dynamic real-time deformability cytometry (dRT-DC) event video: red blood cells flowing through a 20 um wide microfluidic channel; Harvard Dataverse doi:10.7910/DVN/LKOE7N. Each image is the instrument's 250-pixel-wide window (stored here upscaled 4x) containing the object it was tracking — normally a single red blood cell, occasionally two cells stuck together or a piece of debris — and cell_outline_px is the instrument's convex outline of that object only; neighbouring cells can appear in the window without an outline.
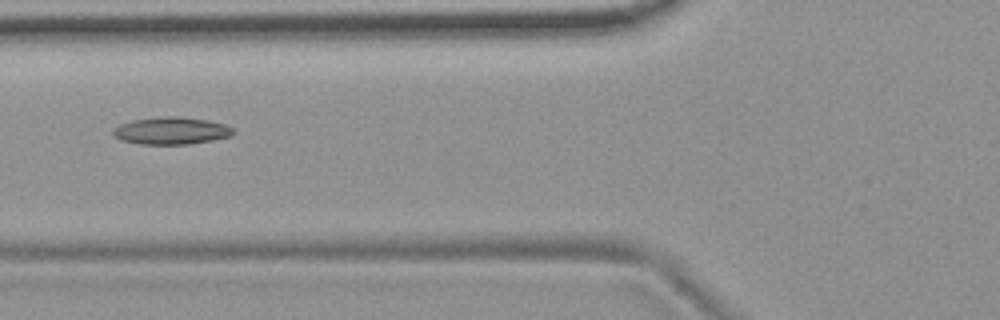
{"species": "common noctule bat (a hibernating species)", "species_latin": "Nyctalus noctula", "temperature_condition": "room temperature", "stored_images_in_passage": 7, "camera_frame_rate_fps": 3000, "um_per_image_px": 0.085, "animal": {"sex": "female", "body_mass_g": 19.9}, "frame": {"image": 1, "passage_image": 5, "time_ms": 5.333, "image_size_px": [1000, 320], "cell_outline_px": [[232, 136], [212, 140], [188, 144], [140, 144], [124, 140], [116, 136], [112, 132], [112, 128], [120, 124], [132, 120], [164, 116], [176, 116], [208, 120], [224, 124], [232, 128]], "centroid_in_image_um": [14.55, 11.1], "position_along_channel_um": 111.3, "area_um2": 18.9}}
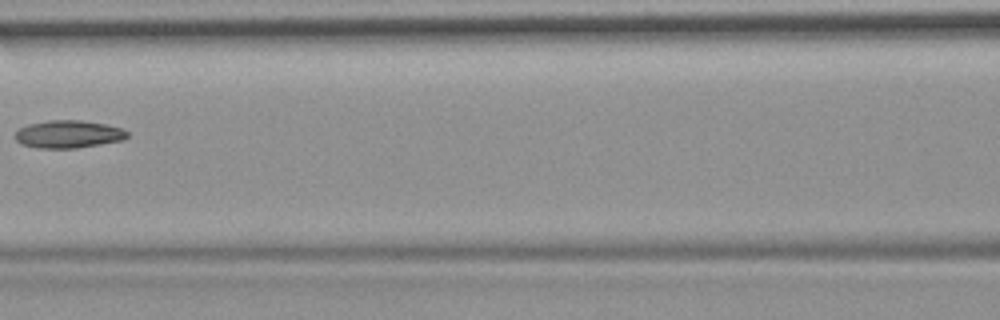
{"frame": {"image": 2, "passage_image": 6, "time_ms": 6.667, "image_size_px": [1000, 320], "cell_outline_px": [[128, 136], [124, 140], [76, 148], [36, 148], [20, 144], [16, 140], [16, 132], [20, 128], [28, 124], [48, 120], [80, 120], [104, 124], [124, 128], [128, 132]], "centroid_in_image_um": [5.82, 11.41], "position_along_channel_um": 160.8, "area_um2": 18.15}}
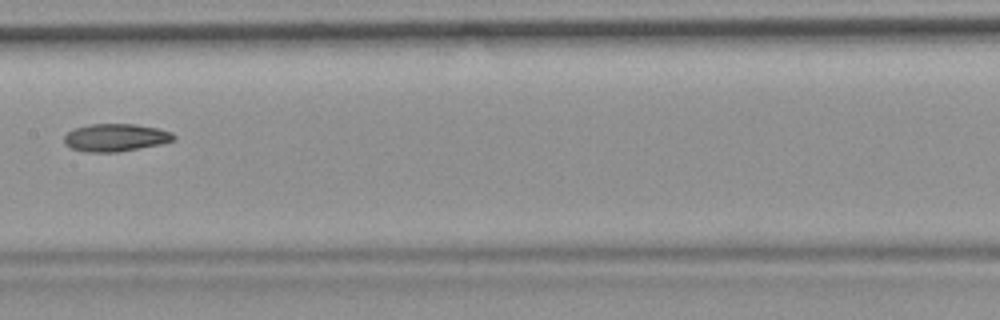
{"frame": {"image": 3, "passage_image": 7, "time_ms": 7.667, "image_size_px": [1000, 320], "cell_outline_px": [[176, 140], [160, 144], [116, 152], [84, 152], [72, 148], [64, 144], [64, 136], [68, 132], [76, 128], [88, 124], [136, 124], [156, 128], [172, 132], [176, 136]], "centroid_in_image_um": [9.82, 11.69], "position_along_channel_um": 197.6, "area_um2": 17.63}}